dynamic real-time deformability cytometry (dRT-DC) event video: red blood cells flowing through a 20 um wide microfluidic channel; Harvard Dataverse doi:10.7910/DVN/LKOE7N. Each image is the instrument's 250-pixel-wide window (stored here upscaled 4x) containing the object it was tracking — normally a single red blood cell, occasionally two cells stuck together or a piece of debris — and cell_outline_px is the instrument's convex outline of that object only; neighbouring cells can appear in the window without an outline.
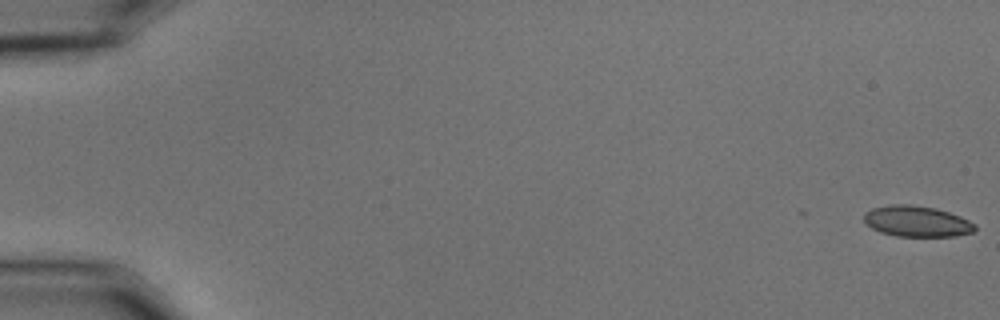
{"species": "common noctule bat (a hibernating species)", "species_latin": "Nyctalus noctula", "temperature_condition": "cold", "stored_images_in_passage": 57, "camera_frame_rate_fps": 3000, "um_per_image_px": 0.085, "animal": {"sex": "male", "body_mass_g": 15.6}, "frame": {"image": 1, "passage_image": 1, "time_ms": 0.0, "image_size_px": [1000, 320], "cell_outline_px": [[976, 228], [972, 232], [956, 236], [896, 236], [880, 232], [872, 228], [864, 220], [864, 212], [872, 208], [892, 204], [908, 204], [936, 208], [960, 216], [976, 224]], "centroid_in_image_um": [77.92, 18.81], "position_along_channel_um": 7.1, "area_um2": 19.94}}
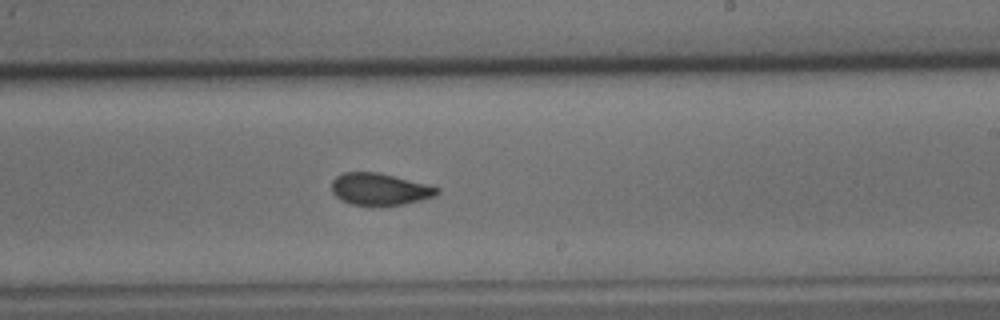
{"frame": {"image": 2, "passage_image": 35, "time_ms": 11.333, "image_size_px": [1000, 320], "cell_outline_px": [[440, 192], [436, 196], [424, 200], [404, 204], [352, 204], [340, 200], [332, 192], [332, 180], [336, 176], [344, 172], [376, 172], [428, 184], [440, 188]], "centroid_in_image_um": [32.3, 16.07], "position_along_channel_um": 256.7, "area_um2": 19.48}}
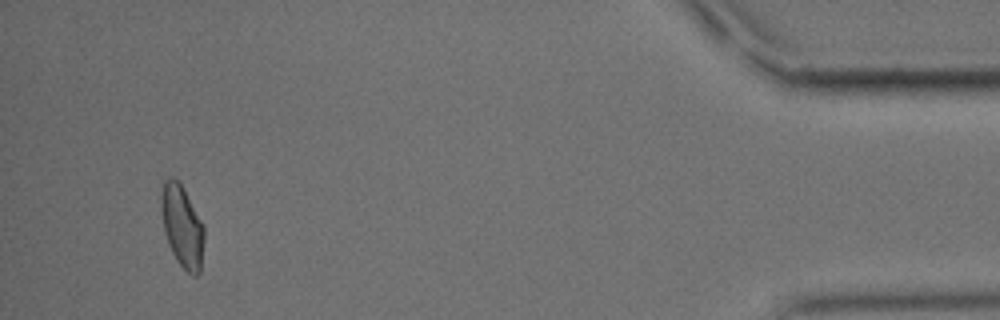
{"frame": {"image": 3, "passage_image": 54, "time_ms": 17.667, "image_size_px": [1000, 320], "cell_outline_px": [[204, 240], [200, 272], [196, 276], [192, 276], [176, 260], [168, 244], [164, 232], [160, 212], [160, 184], [168, 176], [172, 176], [180, 180], [204, 224]], "centroid_in_image_um": [15.45, 19.14], "position_along_channel_um": 419.7, "area_um2": 21.33}, "authors_computed_cell_mechanics": {"area_um2": 20.3456, "velocity_mm_per_s": 3.6224, "shape_relaxation_time_tau1_ms": 6.8245, "shape_relaxation_time_tau2_ms": 1.8522, "deformation_change_tau1": 0.142, "deformation_change_tau2": 0.0643}}